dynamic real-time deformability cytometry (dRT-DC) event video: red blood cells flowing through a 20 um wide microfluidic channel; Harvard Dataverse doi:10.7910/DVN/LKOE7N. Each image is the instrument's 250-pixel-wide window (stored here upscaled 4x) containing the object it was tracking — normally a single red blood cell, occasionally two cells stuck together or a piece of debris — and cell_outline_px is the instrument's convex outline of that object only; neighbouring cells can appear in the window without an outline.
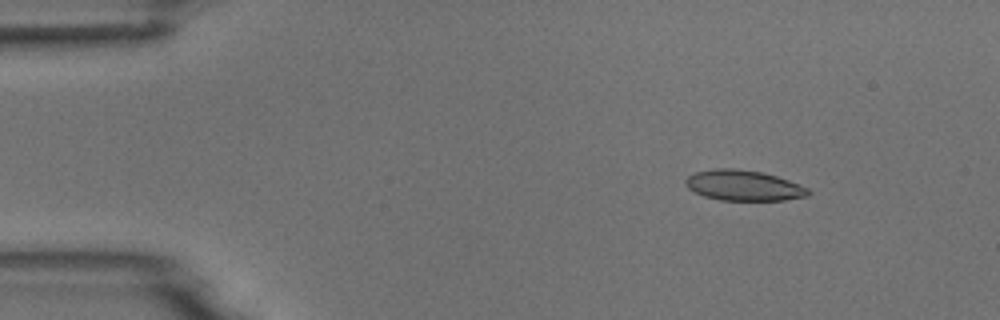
{"species": "common noctule bat (a hibernating species)", "species_latin": "Nyctalus noctula", "temperature_condition": "room temperature", "stored_images_in_passage": 5, "camera_frame_rate_fps": 3000, "um_per_image_px": 0.085, "animal": {"sex": "male", "body_mass_g": 18.8}, "frame": {"image": 1, "passage_image": 2, "time_ms": 1.333, "image_size_px": [1000, 320], "cell_outline_px": [[812, 192], [808, 196], [784, 200], [720, 200], [704, 196], [688, 188], [684, 184], [684, 180], [688, 176], [696, 172], [716, 168], [732, 168], [760, 172], [776, 176], [788, 180], [808, 188]], "centroid_in_image_um": [63.2, 15.77], "position_along_channel_um": 21.8, "area_um2": 21.68}}
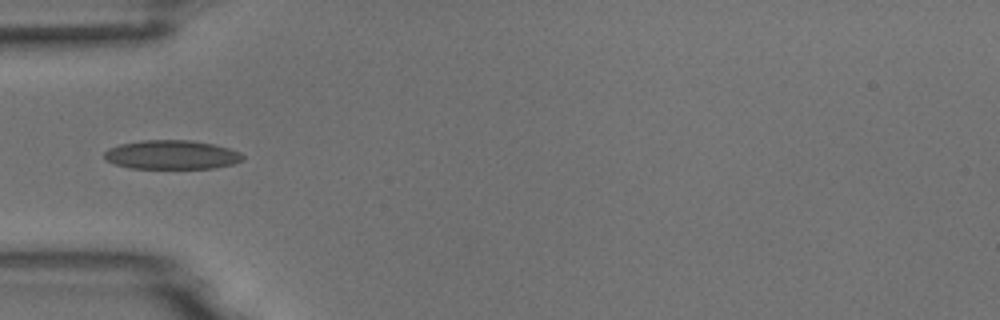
{"frame": {"image": 2, "passage_image": 5, "time_ms": 4.667, "image_size_px": [1000, 320], "cell_outline_px": [[244, 160], [232, 164], [216, 168], [132, 168], [116, 164], [104, 160], [104, 152], [108, 148], [120, 144], [144, 140], [192, 140], [212, 144], [228, 148], [240, 152], [244, 156]], "centroid_in_image_um": [14.59, 13.15], "position_along_channel_um": 70.4, "area_um2": 23.41}}